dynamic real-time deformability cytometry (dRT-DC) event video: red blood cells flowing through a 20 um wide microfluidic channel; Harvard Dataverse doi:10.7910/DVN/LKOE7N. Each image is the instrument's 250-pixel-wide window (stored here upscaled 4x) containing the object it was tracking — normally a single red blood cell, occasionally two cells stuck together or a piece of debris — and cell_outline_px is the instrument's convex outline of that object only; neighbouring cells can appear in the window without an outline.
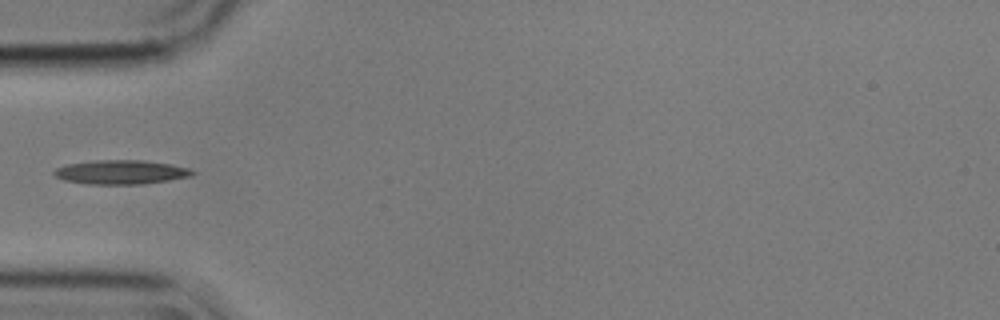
{"species": "common noctule bat (a hibernating species)", "species_latin": "Nyctalus noctula", "temperature_condition": "cold", "stored_images_in_passage": 39, "camera_frame_rate_fps": 3000, "um_per_image_px": 0.085, "animal": {"sex": "male", "body_mass_g": 17.9}, "frame": {"image": 1, "passage_image": 1, "time_ms": 0.0, "image_size_px": [1000, 320], "cell_outline_px": [[196, 172], [192, 176], [168, 180], [140, 184], [88, 184], [64, 180], [56, 176], [52, 172], [56, 168], [68, 164], [96, 160], [144, 160], [168, 164], [188, 168]], "centroid_in_image_um": [10.27, 14.63], "position_along_channel_um": 74.7, "area_um2": 19.25}}
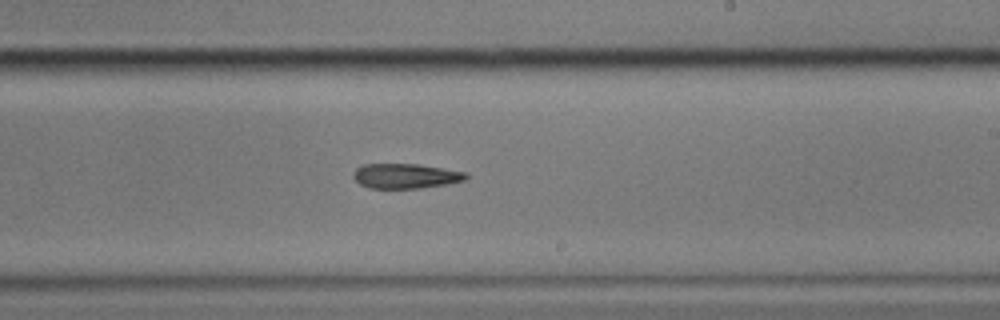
{"frame": {"image": 2, "passage_image": 16, "time_ms": 5.0, "image_size_px": [1000, 320], "cell_outline_px": [[468, 176], [464, 180], [448, 184], [420, 188], [368, 188], [360, 184], [352, 176], [352, 172], [356, 168], [364, 164], [420, 164], [468, 172]], "centroid_in_image_um": [34.48, 14.95], "position_along_channel_um": 254.5, "area_um2": 16.47}}
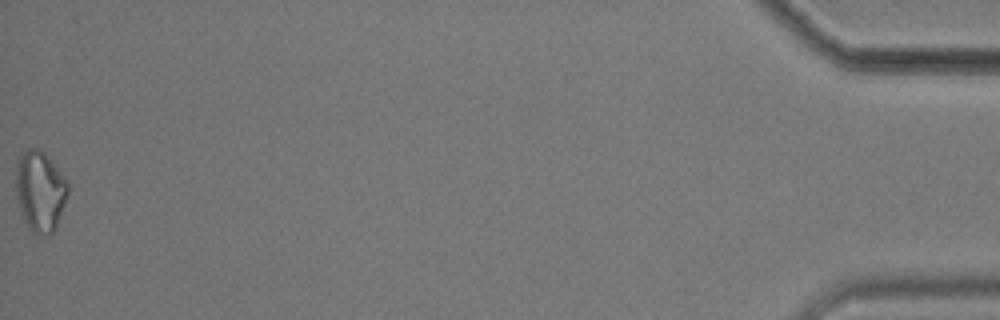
{"frame": {"image": 3, "passage_image": 39, "time_ms": 12.667, "image_size_px": [1000, 320], "cell_outline_px": [[68, 192], [64, 204], [56, 224], [52, 232], [48, 236], [32, 232], [28, 228], [24, 220], [16, 196], [16, 168], [20, 156], [28, 148], [36, 148], [44, 152], [64, 176], [68, 184]], "centroid_in_image_um": [3.39, 16.24], "position_along_channel_um": 431.8, "area_um2": 24.04}}